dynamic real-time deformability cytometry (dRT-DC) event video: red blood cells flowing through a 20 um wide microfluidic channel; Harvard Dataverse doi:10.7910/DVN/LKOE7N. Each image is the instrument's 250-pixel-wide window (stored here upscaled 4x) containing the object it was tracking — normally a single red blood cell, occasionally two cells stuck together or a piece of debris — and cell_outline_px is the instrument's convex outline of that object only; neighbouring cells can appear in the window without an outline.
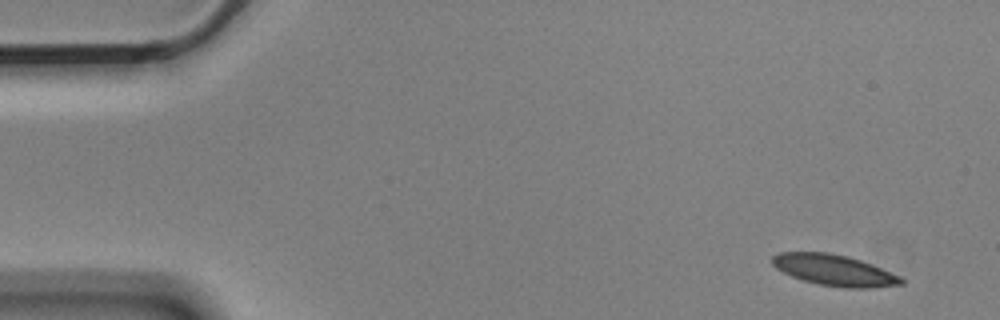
{"species": "Egyptian fruit bat (a non-hibernating species)", "species_latin": "Rousettus aegyptiacus", "temperature_condition": "cold", "stored_images_in_passage": 6, "camera_frame_rate_fps": 3000, "um_per_image_px": 0.085, "animal": {"sex": "male"}, "frame": {"image": 1, "passage_image": 1, "time_ms": 0.0, "image_size_px": [1000, 320], "cell_outline_px": [[904, 284], [872, 288], [844, 288], [820, 284], [804, 280], [792, 276], [776, 268], [772, 264], [772, 256], [780, 252], [828, 252], [848, 256], [860, 260], [900, 276], [904, 280]], "centroid_in_image_um": [70.91, 22.96], "position_along_channel_um": 14.1, "area_um2": 23.18}}
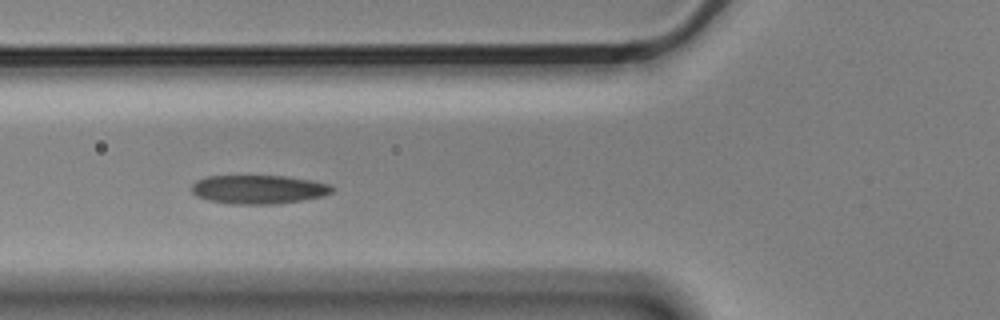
{"frame": {"image": 2, "passage_image": 5, "time_ms": 1.333, "image_size_px": [1000, 320], "cell_outline_px": [[332, 192], [324, 196], [276, 204], [236, 204], [208, 200], [196, 196], [192, 192], [192, 184], [196, 180], [208, 176], [284, 176], [312, 180], [328, 184], [332, 188]], "centroid_in_image_um": [21.95, 16.1], "position_along_channel_um": 103.8, "area_um2": 23.41}}
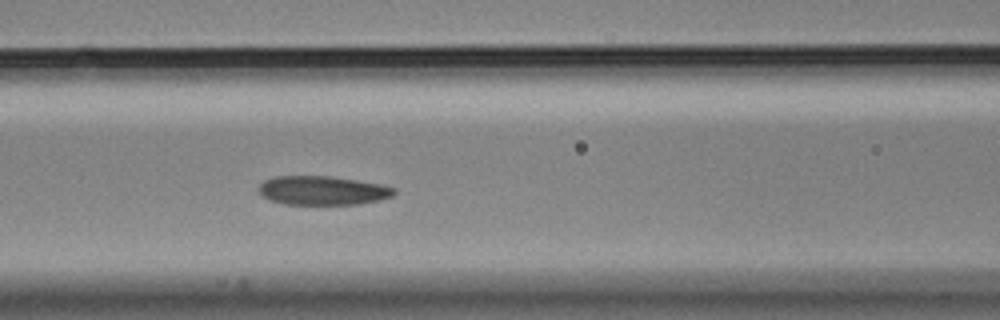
{"frame": {"image": 3, "passage_image": 6, "time_ms": 1.667, "image_size_px": [1000, 320], "cell_outline_px": [[396, 192], [392, 196], [380, 200], [360, 204], [284, 204], [268, 200], [260, 192], [260, 184], [264, 180], [276, 176], [328, 176], [356, 180], [380, 184], [396, 188]], "centroid_in_image_um": [27.44, 16.19], "position_along_channel_um": 139.2, "area_um2": 22.77}}